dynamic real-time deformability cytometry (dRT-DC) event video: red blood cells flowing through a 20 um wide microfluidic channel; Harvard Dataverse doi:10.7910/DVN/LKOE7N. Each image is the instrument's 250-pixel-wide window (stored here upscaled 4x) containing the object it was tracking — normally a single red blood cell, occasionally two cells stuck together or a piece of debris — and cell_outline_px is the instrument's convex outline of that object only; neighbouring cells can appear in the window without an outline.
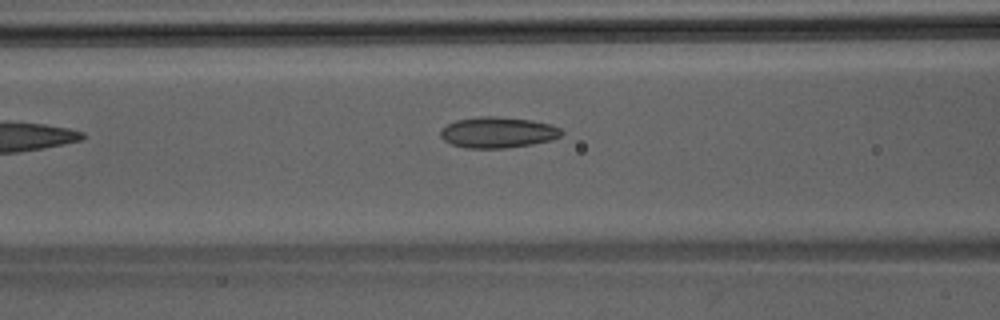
{"species": "Egyptian fruit bat (a non-hibernating species)", "species_latin": "Rousettus aegyptiacus", "temperature_condition": "room temperature", "stored_images_in_passage": 4, "camera_frame_rate_fps": 3000, "um_per_image_px": 0.085, "animal": {"sex": "male"}, "frame": {"image": 1, "passage_image": 4, "time_ms": 1.0, "image_size_px": [1000, 320], "cell_outline_px": [[564, 132], [560, 136], [552, 140], [532, 144], [508, 148], [464, 148], [448, 144], [440, 136], [440, 128], [456, 120], [480, 116], [496, 116], [532, 120], [548, 124], [560, 128]], "centroid_in_image_um": [42.28, 11.26], "position_along_channel_um": 124.3, "area_um2": 22.02}}